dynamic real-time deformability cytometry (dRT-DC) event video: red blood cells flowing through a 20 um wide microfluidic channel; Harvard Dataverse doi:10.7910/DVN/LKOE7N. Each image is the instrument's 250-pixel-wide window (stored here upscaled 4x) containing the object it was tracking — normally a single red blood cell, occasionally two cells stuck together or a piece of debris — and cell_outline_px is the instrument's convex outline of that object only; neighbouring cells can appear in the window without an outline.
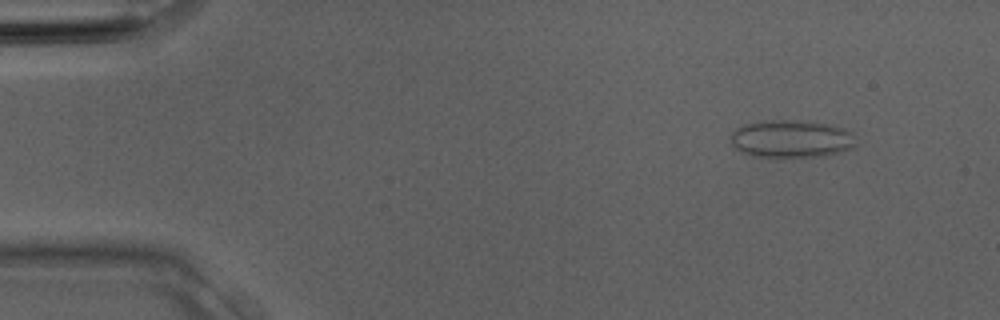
{"species": "Egyptian fruit bat (a non-hibernating species)", "species_latin": "Rousettus aegyptiacus", "temperature_condition": "room temperature", "stored_images_in_passage": 3, "camera_frame_rate_fps": 3000, "um_per_image_px": 0.085, "animal": {"sex": "male"}, "frame": {"image": 1, "passage_image": 3, "time_ms": 0.667, "image_size_px": [1000, 320], "cell_outline_px": [[856, 148], [824, 156], [752, 156], [736, 148], [732, 144], [732, 132], [736, 128], [744, 124], [764, 120], [788, 120], [824, 124], [844, 128], [852, 132]], "centroid_in_image_um": [67.28, 11.8], "position_along_channel_um": 17.7, "area_um2": 27.11}}